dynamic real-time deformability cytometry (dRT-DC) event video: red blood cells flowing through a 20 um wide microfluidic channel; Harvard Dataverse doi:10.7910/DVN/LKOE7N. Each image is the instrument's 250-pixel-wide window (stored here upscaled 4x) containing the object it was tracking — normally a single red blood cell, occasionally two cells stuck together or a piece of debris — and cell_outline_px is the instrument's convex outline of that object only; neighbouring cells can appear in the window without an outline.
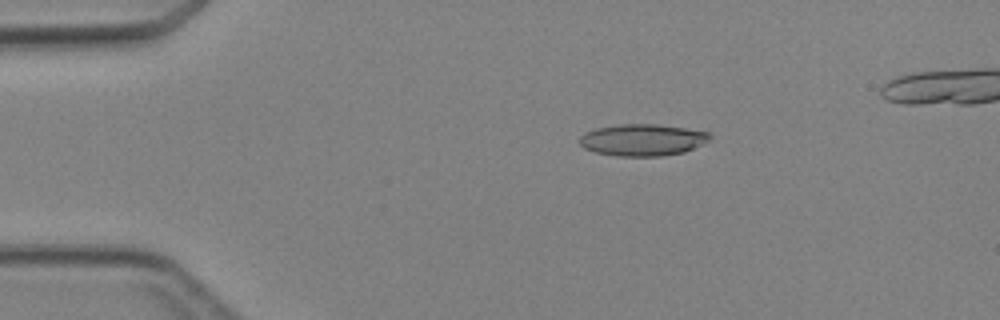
{"species": "Egyptian fruit bat (a non-hibernating species)", "species_latin": "Rousettus aegyptiacus", "temperature_condition": "cold", "stored_images_in_passage": 4, "camera_frame_rate_fps": 3000, "um_per_image_px": 0.085, "animal": {"sex": "female"}, "frame": {"image": 1, "passage_image": 2, "time_ms": 1.0, "image_size_px": [1000, 320], "cell_outline_px": [[712, 136], [708, 140], [684, 152], [660, 156], [616, 156], [596, 152], [584, 148], [580, 144], [580, 136], [584, 132], [596, 128], [620, 124], [656, 124], [684, 128], [708, 132]], "centroid_in_image_um": [54.57, 11.89], "position_along_channel_um": 30.4, "area_um2": 23.93}}